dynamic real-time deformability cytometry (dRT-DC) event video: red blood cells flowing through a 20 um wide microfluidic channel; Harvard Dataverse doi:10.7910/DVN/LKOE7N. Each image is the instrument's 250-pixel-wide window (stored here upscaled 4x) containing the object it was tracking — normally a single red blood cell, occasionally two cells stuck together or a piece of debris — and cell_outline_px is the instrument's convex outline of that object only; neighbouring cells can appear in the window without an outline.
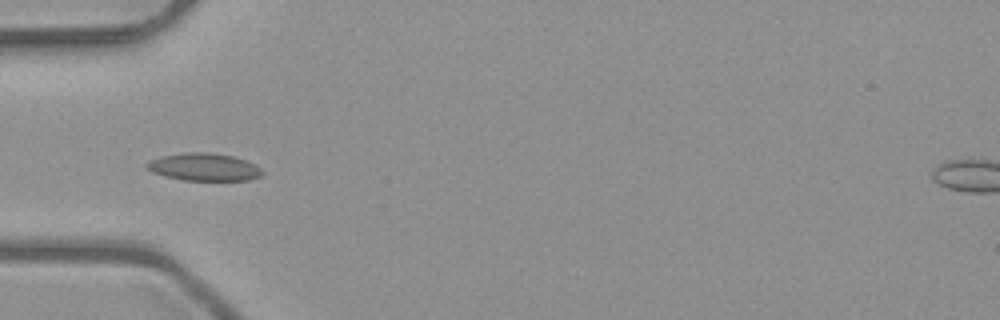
{"species": "common noctule bat (a hibernating species)", "species_latin": "Nyctalus noctula", "temperature_condition": "room temperature", "stored_images_in_passage": 6, "camera_frame_rate_fps": 3000, "um_per_image_px": 0.085, "animal": {"sex": "male", "body_mass_g": 23.1, "forearm_length_mm": 52.7}, "frame": {"image": 1, "passage_image": 5, "time_ms": 1.333, "image_size_px": [1000, 320], "cell_outline_px": [[264, 172], [260, 176], [248, 180], [184, 180], [164, 176], [152, 172], [144, 164], [160, 156], [184, 152], [208, 152], [232, 156], [244, 160], [260, 168]], "centroid_in_image_um": [17.31, 14.19], "position_along_channel_um": 67.7, "area_um2": 18.38}}
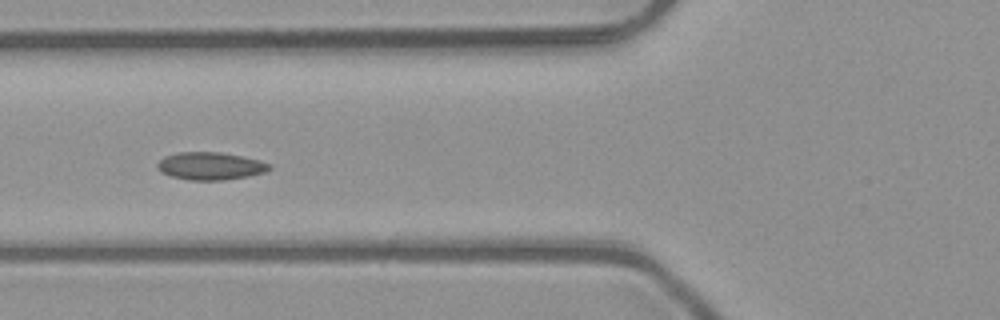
{"frame": {"image": 2, "passage_image": 6, "time_ms": 1.667, "image_size_px": [1000, 320], "cell_outline_px": [[272, 168], [268, 172], [248, 176], [224, 180], [188, 180], [172, 176], [160, 172], [156, 168], [156, 164], [164, 156], [176, 152], [220, 152], [260, 160], [272, 164]], "centroid_in_image_um": [17.89, 14.11], "position_along_channel_um": 107.9, "area_um2": 18.26}}